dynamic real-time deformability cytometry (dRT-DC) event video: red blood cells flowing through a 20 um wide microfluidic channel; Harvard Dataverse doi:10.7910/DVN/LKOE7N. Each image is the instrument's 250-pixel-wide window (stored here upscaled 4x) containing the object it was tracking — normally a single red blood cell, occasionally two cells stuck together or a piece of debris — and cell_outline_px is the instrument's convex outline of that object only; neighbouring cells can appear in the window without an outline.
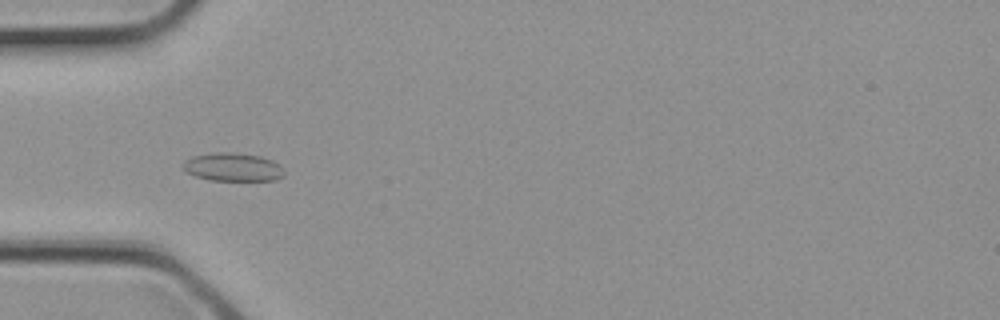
{"species": "common noctule bat (a hibernating species)", "species_latin": "Nyctalus noctula", "temperature_condition": "cold", "stored_images_in_passage": 31, "camera_frame_rate_fps": 3000, "um_per_image_px": 0.085, "animal": {"sex": "female", "body_mass_g": 21.9}, "frame": {"image": 1, "passage_image": 10, "time_ms": 3.0, "image_size_px": [1000, 320], "cell_outline_px": [[284, 176], [276, 180], [208, 180], [184, 172], [180, 168], [180, 164], [184, 160], [192, 156], [212, 152], [232, 152], [260, 156], [272, 160], [280, 164], [284, 168]], "centroid_in_image_um": [19.74, 14.19], "position_along_channel_um": 65.3, "area_um2": 17.11}}
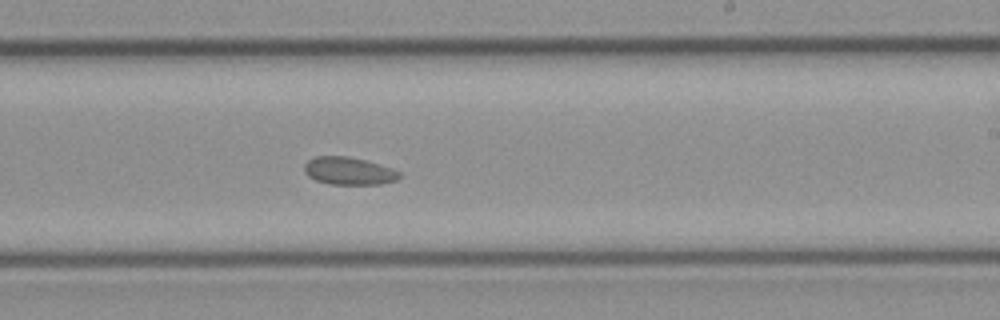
{"frame": {"image": 2, "passage_image": 19, "time_ms": 6.0, "image_size_px": [1000, 320], "cell_outline_px": [[404, 176], [396, 180], [380, 184], [328, 184], [316, 180], [308, 176], [304, 172], [304, 164], [308, 160], [316, 156], [348, 156], [380, 164], [392, 168], [400, 172]], "centroid_in_image_um": [29.66, 14.53], "position_along_channel_um": 259.3, "area_um2": 15.43}}
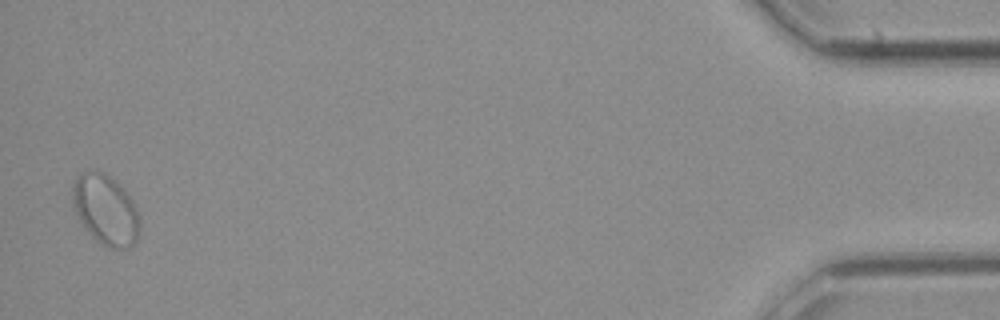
{"frame": {"image": 3, "passage_image": 31, "time_ms": 10.0, "image_size_px": [1000, 320], "cell_outline_px": [[140, 228], [136, 244], [128, 248], [108, 248], [100, 244], [92, 236], [80, 220], [76, 212], [72, 200], [72, 188], [76, 180], [84, 172], [92, 168], [104, 172], [120, 184], [124, 188], [136, 204], [140, 216]], "centroid_in_image_um": [9.03, 17.83], "position_along_channel_um": 426.2, "area_um2": 27.86}}